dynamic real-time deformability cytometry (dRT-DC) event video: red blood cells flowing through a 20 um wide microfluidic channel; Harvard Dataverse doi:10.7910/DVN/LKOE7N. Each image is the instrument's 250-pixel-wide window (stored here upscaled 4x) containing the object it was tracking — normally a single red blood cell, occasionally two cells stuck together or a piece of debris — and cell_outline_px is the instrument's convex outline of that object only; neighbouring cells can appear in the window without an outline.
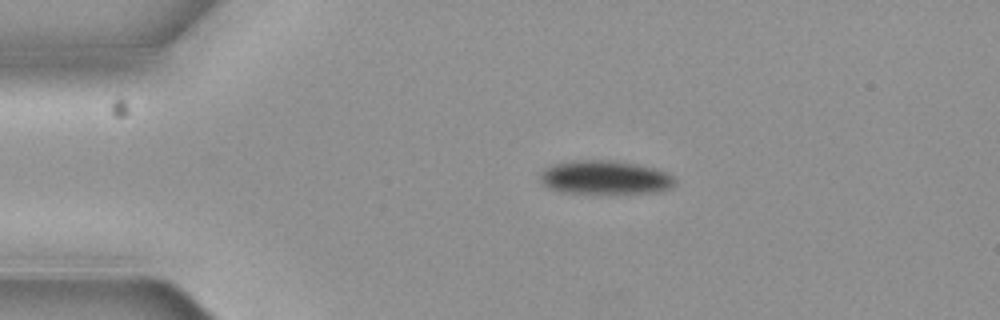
{"species": "common noctule bat (a hibernating species)", "species_latin": "Nyctalus noctula", "temperature_condition": "cold", "stored_images_in_passage": 3, "camera_frame_rate_fps": 3000, "um_per_image_px": 0.085, "animal": {"sex": "female", "body_mass_g": 19.3, "forearm_length_mm": 54.1}, "frame": {"image": 1, "passage_image": 1, "time_ms": 0.0, "image_size_px": [1000, 320], "cell_outline_px": [[676, 184], [672, 188], [660, 192], [564, 192], [548, 188], [540, 180], [540, 176], [544, 168], [552, 164], [572, 160], [612, 160], [636, 164], [656, 168], [668, 172], [676, 180]], "centroid_in_image_um": [51.46, 15.06], "position_along_channel_um": 33.5, "area_um2": 26.41}}
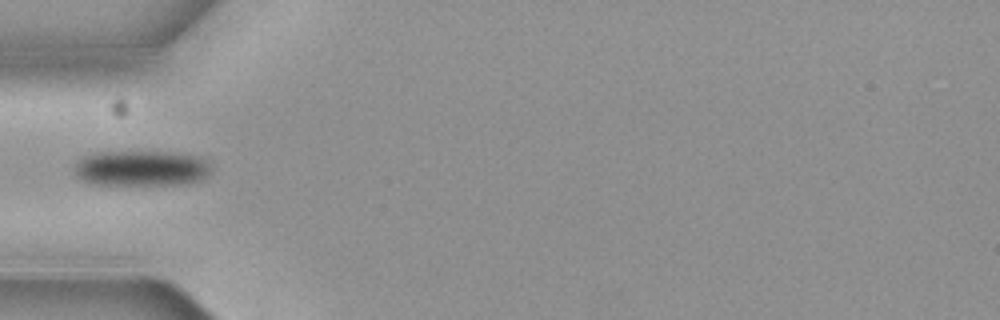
{"frame": {"image": 2, "passage_image": 3, "time_ms": 0.667, "image_size_px": [1000, 320], "cell_outline_px": [[208, 176], [200, 180], [188, 184], [92, 184], [84, 180], [76, 172], [76, 160], [84, 156], [100, 152], [156, 152], [192, 156], [200, 160], [208, 168]], "centroid_in_image_um": [11.93, 14.32], "position_along_channel_um": 73.1, "area_um2": 27.28}}